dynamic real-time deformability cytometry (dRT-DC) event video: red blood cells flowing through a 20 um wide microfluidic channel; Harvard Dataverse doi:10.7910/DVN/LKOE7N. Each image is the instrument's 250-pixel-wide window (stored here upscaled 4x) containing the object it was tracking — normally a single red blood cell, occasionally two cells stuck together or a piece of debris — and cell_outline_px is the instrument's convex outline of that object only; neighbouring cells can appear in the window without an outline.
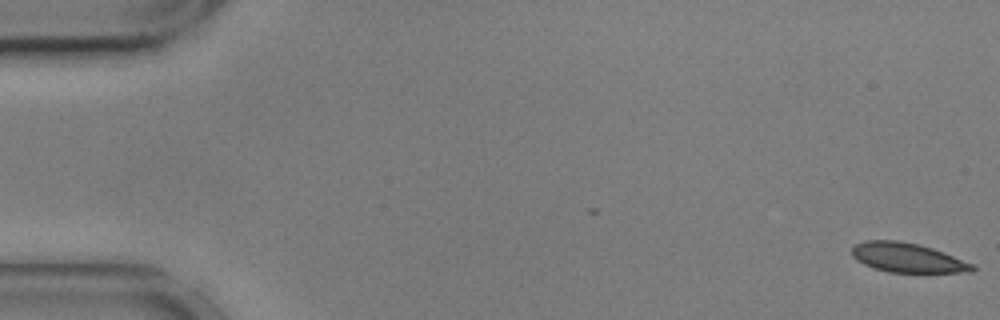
{"species": "common noctule bat (a hibernating species)", "species_latin": "Nyctalus noctula", "temperature_condition": "cold", "stored_images_in_passage": 56, "camera_frame_rate_fps": 3000, "um_per_image_px": 0.085, "animal": {"sex": "male", "body_mass_g": 17.9, "forearm_length_mm": 54.2}, "frame": {"image": 1, "passage_image": 1, "time_ms": 0.0, "image_size_px": [1000, 320], "cell_outline_px": [[976, 268], [972, 272], [888, 272], [872, 268], [856, 260], [852, 256], [852, 248], [856, 244], [864, 240], [896, 240], [916, 244], [932, 248], [944, 252], [976, 264]], "centroid_in_image_um": [77.15, 21.91], "position_along_channel_um": 7.9, "area_um2": 20.75}}
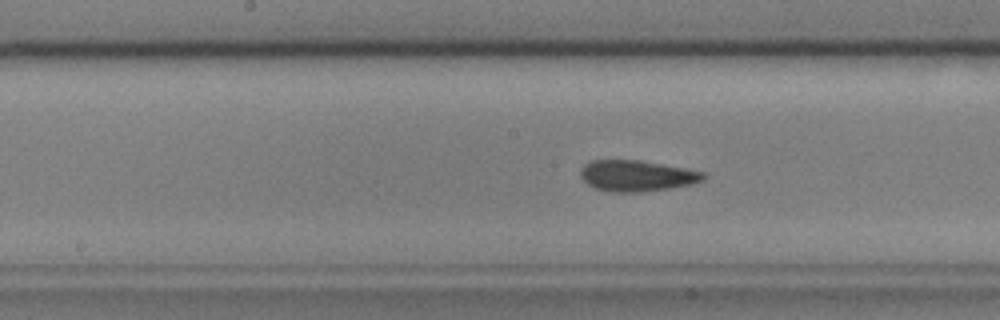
{"frame": {"image": 2, "passage_image": 28, "time_ms": 9.0, "image_size_px": [1000, 320], "cell_outline_px": [[704, 180], [692, 184], [668, 188], [640, 192], [612, 192], [596, 188], [588, 184], [580, 176], [580, 168], [584, 164], [592, 160], [640, 160], [684, 168], [704, 172]], "centroid_in_image_um": [54.1, 14.93], "position_along_channel_um": 194.1, "area_um2": 22.08}}
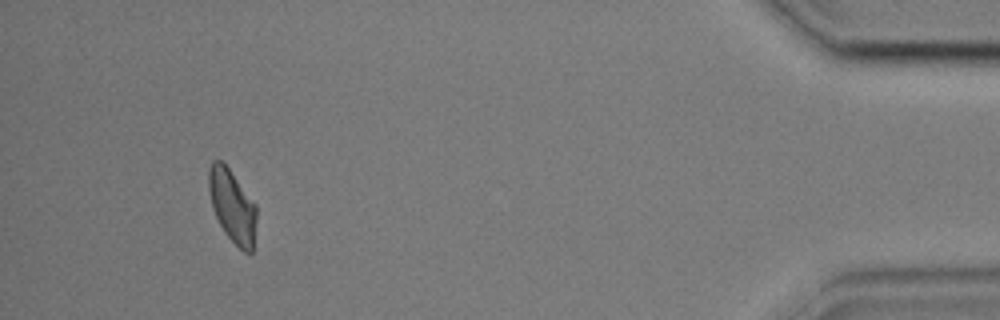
{"frame": {"image": 3, "passage_image": 52, "time_ms": 17.0, "image_size_px": [1000, 320], "cell_outline_px": [[256, 220], [252, 252], [244, 252], [224, 232], [212, 208], [208, 188], [208, 168], [212, 160], [224, 160], [256, 204]], "centroid_in_image_um": [19.73, 17.43], "position_along_channel_um": 415.5, "area_um2": 20.46}, "authors_computed_cell_mechanics": {"area_um2": 21.4149, "velocity_mm_per_s": 3.5843, "shape_relaxation_time_tau1_ms": null, "shape_relaxation_time_tau2_ms": 2.9519, "deformation_change_tau1": null, "deformation_change_tau2": 0.0733}}